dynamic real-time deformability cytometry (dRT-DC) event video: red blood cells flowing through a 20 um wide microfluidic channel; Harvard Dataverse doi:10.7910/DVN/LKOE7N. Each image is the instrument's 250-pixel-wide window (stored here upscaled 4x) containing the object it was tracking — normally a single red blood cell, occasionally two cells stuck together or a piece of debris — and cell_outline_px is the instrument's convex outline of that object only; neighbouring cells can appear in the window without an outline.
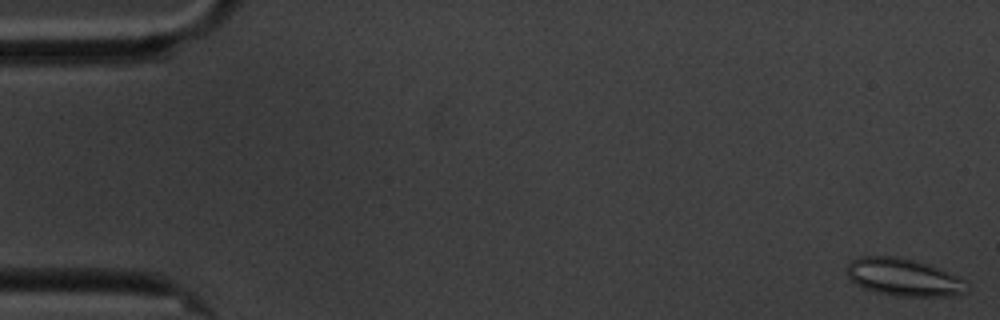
{"species": "common noctule bat (a hibernating species)", "species_latin": "Nyctalus noctula", "temperature_condition": "cold", "stored_images_in_passage": 18, "camera_frame_rate_fps": 3000, "um_per_image_px": 0.085, "animal": {"sex": "male", "body_mass_g": 20.1, "forearm_length_mm": 53.5}, "frame": {"image": 1, "passage_image": 1, "time_ms": 0.0, "image_size_px": [1000, 320], "cell_outline_px": [[968, 280], [960, 292], [948, 296], [896, 296], [864, 288], [856, 284], [848, 276], [848, 264], [852, 260], [860, 256], [892, 256], [916, 260]], "centroid_in_image_um": [76.76, 23.55], "position_along_channel_um": 8.2, "area_um2": 25.61}}
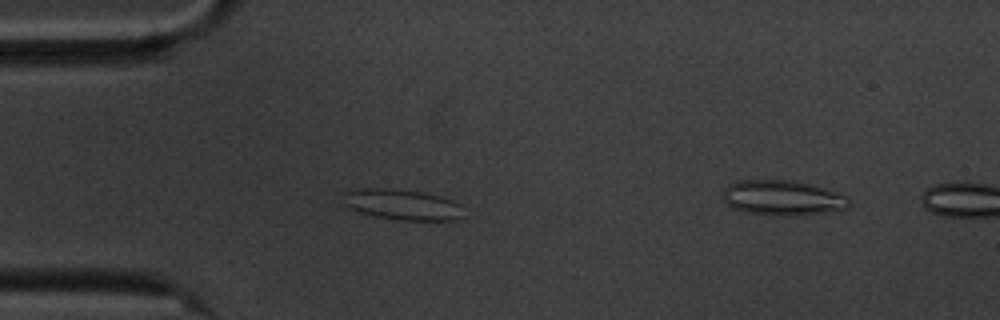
{"frame": {"image": 2, "passage_image": 16, "time_ms": 5.0, "image_size_px": [1000, 320], "cell_outline_px": [[460, 204], [456, 220], [400, 220], [376, 216], [360, 212], [348, 208], [344, 204], [344, 192], [356, 188], [388, 188], [424, 192], [444, 196]], "centroid_in_image_um": [34.12, 17.36], "position_along_channel_um": 50.9, "area_um2": 21.33}}